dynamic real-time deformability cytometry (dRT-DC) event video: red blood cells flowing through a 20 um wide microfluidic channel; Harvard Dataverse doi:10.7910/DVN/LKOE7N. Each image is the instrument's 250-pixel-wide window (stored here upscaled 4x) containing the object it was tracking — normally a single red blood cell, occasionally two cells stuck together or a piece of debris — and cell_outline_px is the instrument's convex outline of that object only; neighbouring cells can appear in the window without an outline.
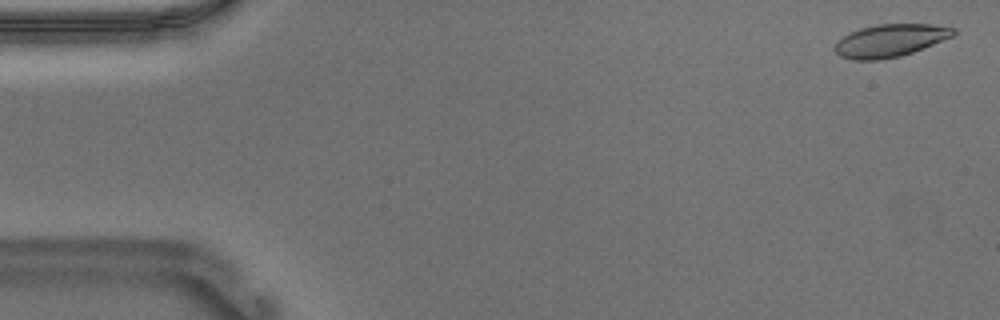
{"species": "Egyptian fruit bat (a non-hibernating species)", "species_latin": "Rousettus aegyptiacus", "temperature_condition": "warm", "stored_images_in_passage": 54, "camera_frame_rate_fps": 3000, "um_per_image_px": 0.085, "animal": {"sex": "male"}, "frame": {"image": 1, "passage_image": 2, "time_ms": 0.333, "image_size_px": [1000, 320], "cell_outline_px": [[956, 32], [952, 36], [912, 52], [900, 56], [880, 60], [852, 60], [840, 56], [832, 48], [836, 40], [860, 28], [876, 24], [932, 24], [956, 28]], "centroid_in_image_um": [75.61, 3.45], "position_along_channel_um": 9.4, "area_um2": 22.54}}
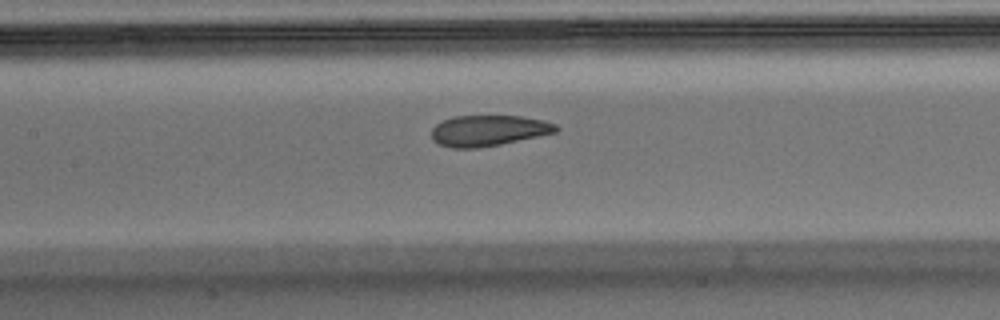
{"frame": {"image": 2, "passage_image": 25, "time_ms": 8.0, "image_size_px": [1000, 320], "cell_outline_px": [[560, 128], [556, 132], [500, 144], [476, 148], [452, 148], [436, 144], [432, 140], [432, 128], [436, 124], [452, 116], [520, 116], [544, 120], [556, 124]], "centroid_in_image_um": [41.49, 11.1], "position_along_channel_um": 165.9, "area_um2": 22.37}}
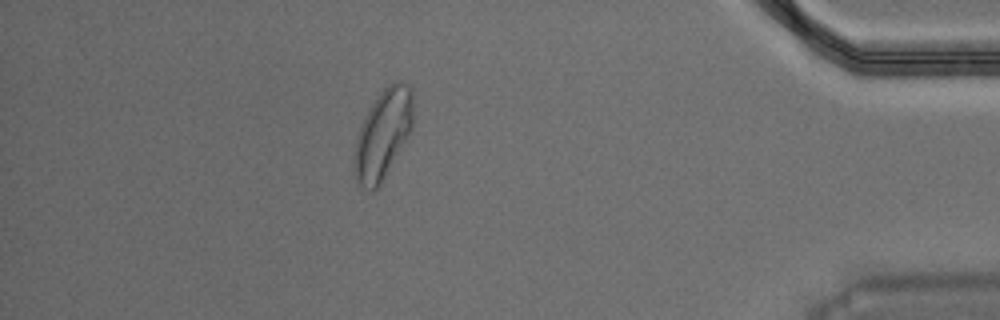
{"frame": {"image": 3, "passage_image": 48, "time_ms": 15.667, "image_size_px": [1000, 320], "cell_outline_px": [[412, 132], [380, 188], [372, 192], [356, 184], [352, 168], [356, 140], [360, 124], [372, 104], [380, 92], [388, 84], [396, 80], [400, 80], [408, 84], [412, 88]], "centroid_in_image_um": [32.54, 11.49], "position_along_channel_um": 402.7, "area_um2": 31.62}, "authors_computed_cell_mechanics": {"area_um2": 23.4668, "velocity_mm_per_s": 3.6854, "shape_relaxation_time_tau1_ms": 10.7179, "shape_relaxation_time_tau2_ms": 1.3538, "deformation_change_tau1": 0.2384, "deformation_change_tau2": 0.0728}}